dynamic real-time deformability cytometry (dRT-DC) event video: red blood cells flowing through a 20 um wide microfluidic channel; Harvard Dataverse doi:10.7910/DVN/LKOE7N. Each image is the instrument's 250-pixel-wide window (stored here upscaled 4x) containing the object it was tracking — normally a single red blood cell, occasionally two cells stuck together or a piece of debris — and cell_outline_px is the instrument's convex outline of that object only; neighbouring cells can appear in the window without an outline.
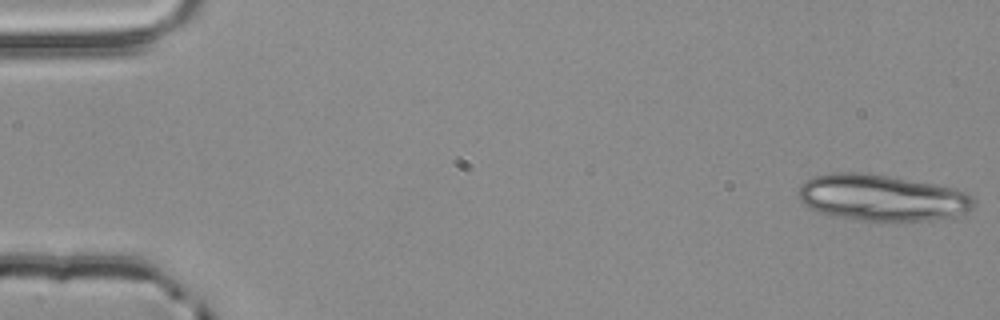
{"species": "common noctule bat (a hibernating species)", "species_latin": "Nyctalus noctula", "temperature_condition": "room temperature", "stored_images_in_passage": 16, "camera_frame_rate_fps": 3000, "um_per_image_px": 0.085, "animal": {"sex": "male", "body_mass_g": 20.4}, "frame": {"image": 1, "passage_image": 1, "time_ms": 0.0, "image_size_px": [1000, 320], "cell_outline_px": [[976, 204], [964, 216], [932, 220], [884, 224], [832, 216], [820, 212], [804, 204], [800, 200], [796, 192], [800, 184], [804, 180], [812, 176], [828, 172], [864, 172], [888, 176], [932, 184], [952, 188], [968, 192], [972, 196]], "centroid_in_image_um": [74.97, 16.84], "position_along_channel_um": 10.0, "area_um2": 48.9}}